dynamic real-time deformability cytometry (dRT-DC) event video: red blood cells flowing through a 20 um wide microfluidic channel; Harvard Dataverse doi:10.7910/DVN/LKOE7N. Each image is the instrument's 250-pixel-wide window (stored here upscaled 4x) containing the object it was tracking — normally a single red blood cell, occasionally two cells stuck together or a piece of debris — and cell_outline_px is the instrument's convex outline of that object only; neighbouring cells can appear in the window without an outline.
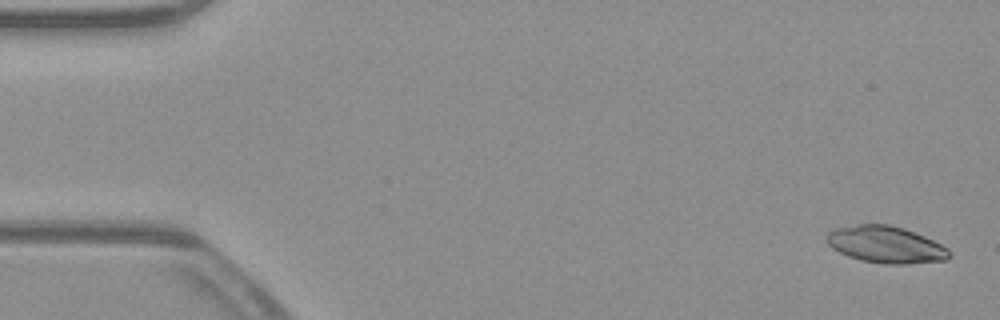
{"species": "common noctule bat (a hibernating species)", "species_latin": "Nyctalus noctula", "temperature_condition": "warm", "stored_images_in_passage": 53, "camera_frame_rate_fps": 3000, "um_per_image_px": 0.085, "animal": {"sex": "male", "body_mass_g": 23.1, "forearm_length_mm": 52.7}, "frame": {"image": 1, "passage_image": 2, "time_ms": 0.333, "image_size_px": [1000, 320], "cell_outline_px": [[952, 256], [948, 260], [904, 264], [888, 264], [860, 260], [848, 256], [832, 248], [828, 244], [828, 232], [836, 228], [860, 224], [888, 224], [904, 228], [924, 236], [948, 248]], "centroid_in_image_um": [75.32, 20.79], "position_along_channel_um": 9.7, "area_um2": 26.18}}
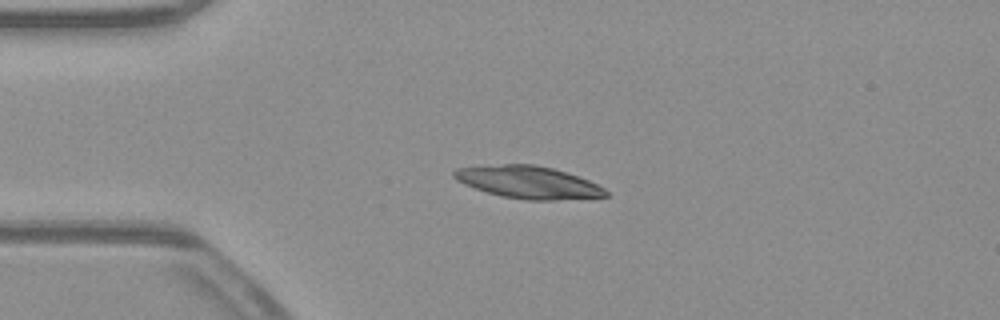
{"frame": {"image": 2, "passage_image": 13, "time_ms": 4.0, "image_size_px": [1000, 320], "cell_outline_px": [[608, 196], [556, 200], [528, 200], [500, 196], [464, 184], [456, 180], [452, 176], [452, 172], [456, 168], [480, 164], [532, 164], [552, 168], [588, 180], [604, 188], [608, 192]], "centroid_in_image_um": [44.83, 15.48], "position_along_channel_um": 40.2, "area_um2": 28.67}}